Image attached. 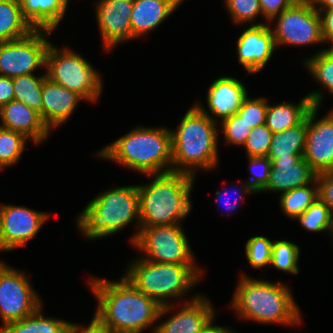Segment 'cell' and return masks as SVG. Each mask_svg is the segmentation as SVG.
<instances>
[{
    "mask_svg": "<svg viewBox=\"0 0 333 333\" xmlns=\"http://www.w3.org/2000/svg\"><path fill=\"white\" fill-rule=\"evenodd\" d=\"M209 300L200 293L196 298L182 304L161 306L157 322L166 315L171 316L157 323L154 333H199L217 314ZM171 312L173 314H170Z\"/></svg>",
    "mask_w": 333,
    "mask_h": 333,
    "instance_id": "5bb4252c",
    "label": "cell"
},
{
    "mask_svg": "<svg viewBox=\"0 0 333 333\" xmlns=\"http://www.w3.org/2000/svg\"><path fill=\"white\" fill-rule=\"evenodd\" d=\"M300 247L295 242L273 240L270 267L284 273L299 274Z\"/></svg>",
    "mask_w": 333,
    "mask_h": 333,
    "instance_id": "1f68e13d",
    "label": "cell"
},
{
    "mask_svg": "<svg viewBox=\"0 0 333 333\" xmlns=\"http://www.w3.org/2000/svg\"><path fill=\"white\" fill-rule=\"evenodd\" d=\"M317 10L333 9V0H312Z\"/></svg>",
    "mask_w": 333,
    "mask_h": 333,
    "instance_id": "7dc6e473",
    "label": "cell"
},
{
    "mask_svg": "<svg viewBox=\"0 0 333 333\" xmlns=\"http://www.w3.org/2000/svg\"><path fill=\"white\" fill-rule=\"evenodd\" d=\"M47 78L80 95L86 102L98 103L103 93L101 73L83 55L65 46L50 45L46 51Z\"/></svg>",
    "mask_w": 333,
    "mask_h": 333,
    "instance_id": "ba28073f",
    "label": "cell"
},
{
    "mask_svg": "<svg viewBox=\"0 0 333 333\" xmlns=\"http://www.w3.org/2000/svg\"><path fill=\"white\" fill-rule=\"evenodd\" d=\"M321 18L322 37L333 48V9L317 10Z\"/></svg>",
    "mask_w": 333,
    "mask_h": 333,
    "instance_id": "7bdbcfd3",
    "label": "cell"
},
{
    "mask_svg": "<svg viewBox=\"0 0 333 333\" xmlns=\"http://www.w3.org/2000/svg\"><path fill=\"white\" fill-rule=\"evenodd\" d=\"M239 187L234 186L235 188L231 187L230 191L226 190L225 192H221V191H216L215 192V202H217L220 205H224L226 210L225 212L227 213L228 211L230 212H235L237 210V208H240V204L241 201L245 200V194H256V192L247 184V182L244 180V182H242V184L238 185ZM234 189V190H233ZM232 194H235L234 197L232 198V200L235 201H229V198L231 197ZM229 197V198H228ZM225 198V199H224ZM228 209V211H227Z\"/></svg>",
    "mask_w": 333,
    "mask_h": 333,
    "instance_id": "ab89813d",
    "label": "cell"
},
{
    "mask_svg": "<svg viewBox=\"0 0 333 333\" xmlns=\"http://www.w3.org/2000/svg\"><path fill=\"white\" fill-rule=\"evenodd\" d=\"M28 141L23 134L0 127V171L19 163Z\"/></svg>",
    "mask_w": 333,
    "mask_h": 333,
    "instance_id": "4dcf8cb0",
    "label": "cell"
},
{
    "mask_svg": "<svg viewBox=\"0 0 333 333\" xmlns=\"http://www.w3.org/2000/svg\"><path fill=\"white\" fill-rule=\"evenodd\" d=\"M235 46L238 62L250 75L265 68L276 50L269 23L248 25L237 38Z\"/></svg>",
    "mask_w": 333,
    "mask_h": 333,
    "instance_id": "e0dca14e",
    "label": "cell"
},
{
    "mask_svg": "<svg viewBox=\"0 0 333 333\" xmlns=\"http://www.w3.org/2000/svg\"><path fill=\"white\" fill-rule=\"evenodd\" d=\"M42 75L29 74L12 78L14 100L25 103L39 112L42 119V89L47 78L46 70Z\"/></svg>",
    "mask_w": 333,
    "mask_h": 333,
    "instance_id": "f1b7e54d",
    "label": "cell"
},
{
    "mask_svg": "<svg viewBox=\"0 0 333 333\" xmlns=\"http://www.w3.org/2000/svg\"><path fill=\"white\" fill-rule=\"evenodd\" d=\"M132 247L148 261L197 264L182 224L140 227Z\"/></svg>",
    "mask_w": 333,
    "mask_h": 333,
    "instance_id": "9c48e42d",
    "label": "cell"
},
{
    "mask_svg": "<svg viewBox=\"0 0 333 333\" xmlns=\"http://www.w3.org/2000/svg\"><path fill=\"white\" fill-rule=\"evenodd\" d=\"M42 308L19 321L6 324L0 333H69L72 322L54 316L46 317Z\"/></svg>",
    "mask_w": 333,
    "mask_h": 333,
    "instance_id": "d4e9b609",
    "label": "cell"
},
{
    "mask_svg": "<svg viewBox=\"0 0 333 333\" xmlns=\"http://www.w3.org/2000/svg\"><path fill=\"white\" fill-rule=\"evenodd\" d=\"M180 0H134L131 12L132 39L145 37L181 6Z\"/></svg>",
    "mask_w": 333,
    "mask_h": 333,
    "instance_id": "603a6c76",
    "label": "cell"
},
{
    "mask_svg": "<svg viewBox=\"0 0 333 333\" xmlns=\"http://www.w3.org/2000/svg\"><path fill=\"white\" fill-rule=\"evenodd\" d=\"M75 221L78 232L89 241L114 236L132 224L136 228L129 239L132 245L140 230L138 185L100 192L87 203Z\"/></svg>",
    "mask_w": 333,
    "mask_h": 333,
    "instance_id": "5b68a950",
    "label": "cell"
},
{
    "mask_svg": "<svg viewBox=\"0 0 333 333\" xmlns=\"http://www.w3.org/2000/svg\"><path fill=\"white\" fill-rule=\"evenodd\" d=\"M134 0H97L95 14L97 26L108 53L117 45L132 40L131 12Z\"/></svg>",
    "mask_w": 333,
    "mask_h": 333,
    "instance_id": "2e32d148",
    "label": "cell"
},
{
    "mask_svg": "<svg viewBox=\"0 0 333 333\" xmlns=\"http://www.w3.org/2000/svg\"><path fill=\"white\" fill-rule=\"evenodd\" d=\"M204 271L197 264L158 263L138 257L129 263L123 275L140 292L165 306L196 298L198 292L190 295L191 299L185 296L197 286Z\"/></svg>",
    "mask_w": 333,
    "mask_h": 333,
    "instance_id": "52a82bcc",
    "label": "cell"
},
{
    "mask_svg": "<svg viewBox=\"0 0 333 333\" xmlns=\"http://www.w3.org/2000/svg\"><path fill=\"white\" fill-rule=\"evenodd\" d=\"M269 25L277 49L287 45L307 47L325 44L320 14L312 0L295 1L269 22Z\"/></svg>",
    "mask_w": 333,
    "mask_h": 333,
    "instance_id": "30bf717a",
    "label": "cell"
},
{
    "mask_svg": "<svg viewBox=\"0 0 333 333\" xmlns=\"http://www.w3.org/2000/svg\"><path fill=\"white\" fill-rule=\"evenodd\" d=\"M24 19L34 30H57L65 17L69 0H17Z\"/></svg>",
    "mask_w": 333,
    "mask_h": 333,
    "instance_id": "cb8c5ba5",
    "label": "cell"
},
{
    "mask_svg": "<svg viewBox=\"0 0 333 333\" xmlns=\"http://www.w3.org/2000/svg\"><path fill=\"white\" fill-rule=\"evenodd\" d=\"M294 221L308 232L329 234L333 222V215L329 206L318 198L302 215L296 217Z\"/></svg>",
    "mask_w": 333,
    "mask_h": 333,
    "instance_id": "d6a6232c",
    "label": "cell"
},
{
    "mask_svg": "<svg viewBox=\"0 0 333 333\" xmlns=\"http://www.w3.org/2000/svg\"><path fill=\"white\" fill-rule=\"evenodd\" d=\"M319 184V198L329 206L333 215V171L317 174Z\"/></svg>",
    "mask_w": 333,
    "mask_h": 333,
    "instance_id": "b9f144b4",
    "label": "cell"
},
{
    "mask_svg": "<svg viewBox=\"0 0 333 333\" xmlns=\"http://www.w3.org/2000/svg\"><path fill=\"white\" fill-rule=\"evenodd\" d=\"M50 215L26 206L0 203V251L12 253L14 249L27 247Z\"/></svg>",
    "mask_w": 333,
    "mask_h": 333,
    "instance_id": "4fadbf2b",
    "label": "cell"
},
{
    "mask_svg": "<svg viewBox=\"0 0 333 333\" xmlns=\"http://www.w3.org/2000/svg\"><path fill=\"white\" fill-rule=\"evenodd\" d=\"M219 124L195 104L180 119L172 134V171L197 177L219 166Z\"/></svg>",
    "mask_w": 333,
    "mask_h": 333,
    "instance_id": "3957f363",
    "label": "cell"
},
{
    "mask_svg": "<svg viewBox=\"0 0 333 333\" xmlns=\"http://www.w3.org/2000/svg\"><path fill=\"white\" fill-rule=\"evenodd\" d=\"M218 124V133L223 135L224 144L241 146L245 144L253 127L244 121L237 113L221 120Z\"/></svg>",
    "mask_w": 333,
    "mask_h": 333,
    "instance_id": "d590c367",
    "label": "cell"
},
{
    "mask_svg": "<svg viewBox=\"0 0 333 333\" xmlns=\"http://www.w3.org/2000/svg\"><path fill=\"white\" fill-rule=\"evenodd\" d=\"M215 320L213 318L199 333H237V330L216 324Z\"/></svg>",
    "mask_w": 333,
    "mask_h": 333,
    "instance_id": "bcb514c9",
    "label": "cell"
},
{
    "mask_svg": "<svg viewBox=\"0 0 333 333\" xmlns=\"http://www.w3.org/2000/svg\"><path fill=\"white\" fill-rule=\"evenodd\" d=\"M149 183L137 184L140 227L182 224L190 215L196 177L184 172L147 174Z\"/></svg>",
    "mask_w": 333,
    "mask_h": 333,
    "instance_id": "8992f818",
    "label": "cell"
},
{
    "mask_svg": "<svg viewBox=\"0 0 333 333\" xmlns=\"http://www.w3.org/2000/svg\"><path fill=\"white\" fill-rule=\"evenodd\" d=\"M14 100L12 78L0 75V108Z\"/></svg>",
    "mask_w": 333,
    "mask_h": 333,
    "instance_id": "ee69618b",
    "label": "cell"
},
{
    "mask_svg": "<svg viewBox=\"0 0 333 333\" xmlns=\"http://www.w3.org/2000/svg\"><path fill=\"white\" fill-rule=\"evenodd\" d=\"M317 174L303 156L276 158L272 161L269 181L260 192L285 193L297 187L312 183Z\"/></svg>",
    "mask_w": 333,
    "mask_h": 333,
    "instance_id": "d6986e66",
    "label": "cell"
},
{
    "mask_svg": "<svg viewBox=\"0 0 333 333\" xmlns=\"http://www.w3.org/2000/svg\"><path fill=\"white\" fill-rule=\"evenodd\" d=\"M243 81L232 76H220L214 79L207 89L206 110L201 101L194 104L212 120L219 123L238 112L243 100L248 96Z\"/></svg>",
    "mask_w": 333,
    "mask_h": 333,
    "instance_id": "ac0fdd59",
    "label": "cell"
},
{
    "mask_svg": "<svg viewBox=\"0 0 333 333\" xmlns=\"http://www.w3.org/2000/svg\"><path fill=\"white\" fill-rule=\"evenodd\" d=\"M297 0H259L264 22H271Z\"/></svg>",
    "mask_w": 333,
    "mask_h": 333,
    "instance_id": "60d3db41",
    "label": "cell"
},
{
    "mask_svg": "<svg viewBox=\"0 0 333 333\" xmlns=\"http://www.w3.org/2000/svg\"><path fill=\"white\" fill-rule=\"evenodd\" d=\"M303 65L316 81L333 96V48H322L303 60Z\"/></svg>",
    "mask_w": 333,
    "mask_h": 333,
    "instance_id": "f546056e",
    "label": "cell"
},
{
    "mask_svg": "<svg viewBox=\"0 0 333 333\" xmlns=\"http://www.w3.org/2000/svg\"><path fill=\"white\" fill-rule=\"evenodd\" d=\"M292 293L281 280H260L241 273L228 307L243 321L296 327L303 318Z\"/></svg>",
    "mask_w": 333,
    "mask_h": 333,
    "instance_id": "7a4b0ae2",
    "label": "cell"
},
{
    "mask_svg": "<svg viewBox=\"0 0 333 333\" xmlns=\"http://www.w3.org/2000/svg\"><path fill=\"white\" fill-rule=\"evenodd\" d=\"M273 240L263 235L250 237L245 243V257L254 269L262 270L271 263Z\"/></svg>",
    "mask_w": 333,
    "mask_h": 333,
    "instance_id": "e575fe53",
    "label": "cell"
},
{
    "mask_svg": "<svg viewBox=\"0 0 333 333\" xmlns=\"http://www.w3.org/2000/svg\"><path fill=\"white\" fill-rule=\"evenodd\" d=\"M320 107L313 106L306 116L307 131L303 158L316 174L333 171V108L317 117Z\"/></svg>",
    "mask_w": 333,
    "mask_h": 333,
    "instance_id": "9a60e30c",
    "label": "cell"
},
{
    "mask_svg": "<svg viewBox=\"0 0 333 333\" xmlns=\"http://www.w3.org/2000/svg\"><path fill=\"white\" fill-rule=\"evenodd\" d=\"M268 107V98L249 95L243 100L237 114L253 128L265 124Z\"/></svg>",
    "mask_w": 333,
    "mask_h": 333,
    "instance_id": "8d00e7d4",
    "label": "cell"
},
{
    "mask_svg": "<svg viewBox=\"0 0 333 333\" xmlns=\"http://www.w3.org/2000/svg\"><path fill=\"white\" fill-rule=\"evenodd\" d=\"M329 235H330L329 237H331V239H332L333 238V222H332V226H331Z\"/></svg>",
    "mask_w": 333,
    "mask_h": 333,
    "instance_id": "681fc988",
    "label": "cell"
},
{
    "mask_svg": "<svg viewBox=\"0 0 333 333\" xmlns=\"http://www.w3.org/2000/svg\"><path fill=\"white\" fill-rule=\"evenodd\" d=\"M69 333H109L105 328L101 327L93 318L86 326L72 322Z\"/></svg>",
    "mask_w": 333,
    "mask_h": 333,
    "instance_id": "f6af8a7d",
    "label": "cell"
},
{
    "mask_svg": "<svg viewBox=\"0 0 333 333\" xmlns=\"http://www.w3.org/2000/svg\"><path fill=\"white\" fill-rule=\"evenodd\" d=\"M0 120V127L23 134L35 145L44 143L52 134L43 123L39 112L17 100H12L0 108Z\"/></svg>",
    "mask_w": 333,
    "mask_h": 333,
    "instance_id": "44dd1931",
    "label": "cell"
},
{
    "mask_svg": "<svg viewBox=\"0 0 333 333\" xmlns=\"http://www.w3.org/2000/svg\"><path fill=\"white\" fill-rule=\"evenodd\" d=\"M323 91L314 90L302 97L298 103L282 101L270 104L268 100L266 126L272 133L281 132L300 124L313 106L321 107Z\"/></svg>",
    "mask_w": 333,
    "mask_h": 333,
    "instance_id": "7402d4cb",
    "label": "cell"
},
{
    "mask_svg": "<svg viewBox=\"0 0 333 333\" xmlns=\"http://www.w3.org/2000/svg\"><path fill=\"white\" fill-rule=\"evenodd\" d=\"M1 252V251H0ZM7 263L6 262H4V261H2L1 259H0V271L2 270V268L6 265Z\"/></svg>",
    "mask_w": 333,
    "mask_h": 333,
    "instance_id": "c3c4849f",
    "label": "cell"
},
{
    "mask_svg": "<svg viewBox=\"0 0 333 333\" xmlns=\"http://www.w3.org/2000/svg\"><path fill=\"white\" fill-rule=\"evenodd\" d=\"M82 101L85 100L77 93L46 78L42 89L43 123L50 132L57 129L67 122Z\"/></svg>",
    "mask_w": 333,
    "mask_h": 333,
    "instance_id": "ffe728a7",
    "label": "cell"
},
{
    "mask_svg": "<svg viewBox=\"0 0 333 333\" xmlns=\"http://www.w3.org/2000/svg\"><path fill=\"white\" fill-rule=\"evenodd\" d=\"M247 161L251 175L246 182L256 194H259L268 184L272 161L267 156H247Z\"/></svg>",
    "mask_w": 333,
    "mask_h": 333,
    "instance_id": "74e56055",
    "label": "cell"
},
{
    "mask_svg": "<svg viewBox=\"0 0 333 333\" xmlns=\"http://www.w3.org/2000/svg\"><path fill=\"white\" fill-rule=\"evenodd\" d=\"M120 277L111 281L89 276L88 286L97 301L93 319L109 333H143L150 327L154 333L161 306Z\"/></svg>",
    "mask_w": 333,
    "mask_h": 333,
    "instance_id": "6da1fadb",
    "label": "cell"
},
{
    "mask_svg": "<svg viewBox=\"0 0 333 333\" xmlns=\"http://www.w3.org/2000/svg\"><path fill=\"white\" fill-rule=\"evenodd\" d=\"M273 133L266 124L254 127L242 148L248 157L267 156Z\"/></svg>",
    "mask_w": 333,
    "mask_h": 333,
    "instance_id": "f35d334b",
    "label": "cell"
},
{
    "mask_svg": "<svg viewBox=\"0 0 333 333\" xmlns=\"http://www.w3.org/2000/svg\"><path fill=\"white\" fill-rule=\"evenodd\" d=\"M319 198L317 179L307 185L294 188L279 196L281 212L291 220L302 215Z\"/></svg>",
    "mask_w": 333,
    "mask_h": 333,
    "instance_id": "83f0119b",
    "label": "cell"
},
{
    "mask_svg": "<svg viewBox=\"0 0 333 333\" xmlns=\"http://www.w3.org/2000/svg\"><path fill=\"white\" fill-rule=\"evenodd\" d=\"M307 131V119L287 130L273 133L267 157L273 161L276 158L303 156Z\"/></svg>",
    "mask_w": 333,
    "mask_h": 333,
    "instance_id": "484cf974",
    "label": "cell"
},
{
    "mask_svg": "<svg viewBox=\"0 0 333 333\" xmlns=\"http://www.w3.org/2000/svg\"><path fill=\"white\" fill-rule=\"evenodd\" d=\"M33 30L17 0H0V43L24 38Z\"/></svg>",
    "mask_w": 333,
    "mask_h": 333,
    "instance_id": "4316f807",
    "label": "cell"
},
{
    "mask_svg": "<svg viewBox=\"0 0 333 333\" xmlns=\"http://www.w3.org/2000/svg\"><path fill=\"white\" fill-rule=\"evenodd\" d=\"M224 7L230 15L231 22L244 26L265 24L264 21L258 22L263 18L259 0H224ZM258 18V19H257ZM257 21V23H256Z\"/></svg>",
    "mask_w": 333,
    "mask_h": 333,
    "instance_id": "836d02e7",
    "label": "cell"
},
{
    "mask_svg": "<svg viewBox=\"0 0 333 333\" xmlns=\"http://www.w3.org/2000/svg\"><path fill=\"white\" fill-rule=\"evenodd\" d=\"M50 30H33L28 36L0 43V75L14 78L34 74L46 66Z\"/></svg>",
    "mask_w": 333,
    "mask_h": 333,
    "instance_id": "7c38bea8",
    "label": "cell"
},
{
    "mask_svg": "<svg viewBox=\"0 0 333 333\" xmlns=\"http://www.w3.org/2000/svg\"><path fill=\"white\" fill-rule=\"evenodd\" d=\"M97 153V158L116 162L144 175L171 172V130L159 126H136Z\"/></svg>",
    "mask_w": 333,
    "mask_h": 333,
    "instance_id": "277c9868",
    "label": "cell"
},
{
    "mask_svg": "<svg viewBox=\"0 0 333 333\" xmlns=\"http://www.w3.org/2000/svg\"><path fill=\"white\" fill-rule=\"evenodd\" d=\"M27 273L6 264L0 271L1 328L35 313L42 304Z\"/></svg>",
    "mask_w": 333,
    "mask_h": 333,
    "instance_id": "8fae6325",
    "label": "cell"
}]
</instances>
